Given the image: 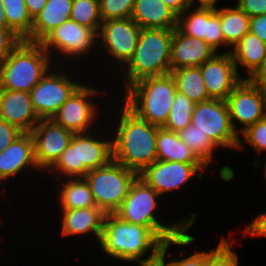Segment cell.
Returning a JSON list of instances; mask_svg holds the SVG:
<instances>
[{
  "mask_svg": "<svg viewBox=\"0 0 266 266\" xmlns=\"http://www.w3.org/2000/svg\"><path fill=\"white\" fill-rule=\"evenodd\" d=\"M173 30L141 28L133 57L123 67L125 90L142 78L171 73L170 52Z\"/></svg>",
  "mask_w": 266,
  "mask_h": 266,
  "instance_id": "5",
  "label": "cell"
},
{
  "mask_svg": "<svg viewBox=\"0 0 266 266\" xmlns=\"http://www.w3.org/2000/svg\"><path fill=\"white\" fill-rule=\"evenodd\" d=\"M23 133L24 132H22L16 126L0 119V152L5 150Z\"/></svg>",
  "mask_w": 266,
  "mask_h": 266,
  "instance_id": "39",
  "label": "cell"
},
{
  "mask_svg": "<svg viewBox=\"0 0 266 266\" xmlns=\"http://www.w3.org/2000/svg\"><path fill=\"white\" fill-rule=\"evenodd\" d=\"M191 7L194 8L195 2L199 1V6L197 5L196 8H203V9H214L217 10L216 2L217 0H189Z\"/></svg>",
  "mask_w": 266,
  "mask_h": 266,
  "instance_id": "46",
  "label": "cell"
},
{
  "mask_svg": "<svg viewBox=\"0 0 266 266\" xmlns=\"http://www.w3.org/2000/svg\"><path fill=\"white\" fill-rule=\"evenodd\" d=\"M40 44L51 59L54 60L52 54L56 51L53 55L60 54L62 56L59 57L63 59L67 56L70 62L72 58L85 57L88 52L96 49L92 47H95V44L98 46V33L93 28L79 25L70 19L52 30Z\"/></svg>",
  "mask_w": 266,
  "mask_h": 266,
  "instance_id": "10",
  "label": "cell"
},
{
  "mask_svg": "<svg viewBox=\"0 0 266 266\" xmlns=\"http://www.w3.org/2000/svg\"><path fill=\"white\" fill-rule=\"evenodd\" d=\"M22 41L12 30L0 27V62Z\"/></svg>",
  "mask_w": 266,
  "mask_h": 266,
  "instance_id": "38",
  "label": "cell"
},
{
  "mask_svg": "<svg viewBox=\"0 0 266 266\" xmlns=\"http://www.w3.org/2000/svg\"><path fill=\"white\" fill-rule=\"evenodd\" d=\"M98 93V89L81 84L58 109L52 120L73 134L90 132L98 117V106L91 100Z\"/></svg>",
  "mask_w": 266,
  "mask_h": 266,
  "instance_id": "13",
  "label": "cell"
},
{
  "mask_svg": "<svg viewBox=\"0 0 266 266\" xmlns=\"http://www.w3.org/2000/svg\"><path fill=\"white\" fill-rule=\"evenodd\" d=\"M0 27L7 28L6 14L2 9L1 0H0Z\"/></svg>",
  "mask_w": 266,
  "mask_h": 266,
  "instance_id": "47",
  "label": "cell"
},
{
  "mask_svg": "<svg viewBox=\"0 0 266 266\" xmlns=\"http://www.w3.org/2000/svg\"><path fill=\"white\" fill-rule=\"evenodd\" d=\"M140 31L141 27L131 17L105 20L101 23L98 43L103 44L106 56H111L109 60L114 59L123 68L133 57Z\"/></svg>",
  "mask_w": 266,
  "mask_h": 266,
  "instance_id": "14",
  "label": "cell"
},
{
  "mask_svg": "<svg viewBox=\"0 0 266 266\" xmlns=\"http://www.w3.org/2000/svg\"><path fill=\"white\" fill-rule=\"evenodd\" d=\"M216 53L203 39L187 36L177 27L173 30L170 52L171 71L200 66Z\"/></svg>",
  "mask_w": 266,
  "mask_h": 266,
  "instance_id": "20",
  "label": "cell"
},
{
  "mask_svg": "<svg viewBox=\"0 0 266 266\" xmlns=\"http://www.w3.org/2000/svg\"><path fill=\"white\" fill-rule=\"evenodd\" d=\"M235 5L250 18L266 14V0H237Z\"/></svg>",
  "mask_w": 266,
  "mask_h": 266,
  "instance_id": "40",
  "label": "cell"
},
{
  "mask_svg": "<svg viewBox=\"0 0 266 266\" xmlns=\"http://www.w3.org/2000/svg\"><path fill=\"white\" fill-rule=\"evenodd\" d=\"M187 229L182 235L167 240L163 243L161 248V260L160 263L163 266H209L210 259L229 241L226 238L221 237L216 249H211L210 251H196L194 254L189 255L188 257H184L183 259H173L170 262H166L165 259L167 255V250L170 245H177V246H188L192 242L195 241L193 236H190Z\"/></svg>",
  "mask_w": 266,
  "mask_h": 266,
  "instance_id": "27",
  "label": "cell"
},
{
  "mask_svg": "<svg viewBox=\"0 0 266 266\" xmlns=\"http://www.w3.org/2000/svg\"><path fill=\"white\" fill-rule=\"evenodd\" d=\"M0 119L30 133L40 121L33 109L30 92L0 89Z\"/></svg>",
  "mask_w": 266,
  "mask_h": 266,
  "instance_id": "19",
  "label": "cell"
},
{
  "mask_svg": "<svg viewBox=\"0 0 266 266\" xmlns=\"http://www.w3.org/2000/svg\"><path fill=\"white\" fill-rule=\"evenodd\" d=\"M157 160L203 164L180 139L177 132L158 127L156 138Z\"/></svg>",
  "mask_w": 266,
  "mask_h": 266,
  "instance_id": "26",
  "label": "cell"
},
{
  "mask_svg": "<svg viewBox=\"0 0 266 266\" xmlns=\"http://www.w3.org/2000/svg\"><path fill=\"white\" fill-rule=\"evenodd\" d=\"M180 139L192 150L194 155L206 166H210L214 149L218 147L192 124L178 132Z\"/></svg>",
  "mask_w": 266,
  "mask_h": 266,
  "instance_id": "32",
  "label": "cell"
},
{
  "mask_svg": "<svg viewBox=\"0 0 266 266\" xmlns=\"http://www.w3.org/2000/svg\"><path fill=\"white\" fill-rule=\"evenodd\" d=\"M250 80L266 94V57L262 66L255 72Z\"/></svg>",
  "mask_w": 266,
  "mask_h": 266,
  "instance_id": "43",
  "label": "cell"
},
{
  "mask_svg": "<svg viewBox=\"0 0 266 266\" xmlns=\"http://www.w3.org/2000/svg\"><path fill=\"white\" fill-rule=\"evenodd\" d=\"M160 197L162 196L158 192L137 176L115 214L129 223L147 226L163 242L174 239L194 225L197 215L191 213L190 217H186L187 219L167 225L155 214L159 208L158 198Z\"/></svg>",
  "mask_w": 266,
  "mask_h": 266,
  "instance_id": "3",
  "label": "cell"
},
{
  "mask_svg": "<svg viewBox=\"0 0 266 266\" xmlns=\"http://www.w3.org/2000/svg\"><path fill=\"white\" fill-rule=\"evenodd\" d=\"M61 236L94 234L99 244L105 213L98 207L62 210Z\"/></svg>",
  "mask_w": 266,
  "mask_h": 266,
  "instance_id": "22",
  "label": "cell"
},
{
  "mask_svg": "<svg viewBox=\"0 0 266 266\" xmlns=\"http://www.w3.org/2000/svg\"><path fill=\"white\" fill-rule=\"evenodd\" d=\"M122 101L139 118L158 127H163L168 120L170 110L177 93L174 77H145L124 90Z\"/></svg>",
  "mask_w": 266,
  "mask_h": 266,
  "instance_id": "4",
  "label": "cell"
},
{
  "mask_svg": "<svg viewBox=\"0 0 266 266\" xmlns=\"http://www.w3.org/2000/svg\"><path fill=\"white\" fill-rule=\"evenodd\" d=\"M199 67L211 99L226 100L243 79L236 70L231 52H218Z\"/></svg>",
  "mask_w": 266,
  "mask_h": 266,
  "instance_id": "17",
  "label": "cell"
},
{
  "mask_svg": "<svg viewBox=\"0 0 266 266\" xmlns=\"http://www.w3.org/2000/svg\"><path fill=\"white\" fill-rule=\"evenodd\" d=\"M204 164L156 160L138 176L161 196L183 188L195 175L203 179Z\"/></svg>",
  "mask_w": 266,
  "mask_h": 266,
  "instance_id": "15",
  "label": "cell"
},
{
  "mask_svg": "<svg viewBox=\"0 0 266 266\" xmlns=\"http://www.w3.org/2000/svg\"><path fill=\"white\" fill-rule=\"evenodd\" d=\"M194 105L192 100L177 91L168 120L163 128L178 133L190 125Z\"/></svg>",
  "mask_w": 266,
  "mask_h": 266,
  "instance_id": "33",
  "label": "cell"
},
{
  "mask_svg": "<svg viewBox=\"0 0 266 266\" xmlns=\"http://www.w3.org/2000/svg\"><path fill=\"white\" fill-rule=\"evenodd\" d=\"M220 17L221 29L225 40V53L231 52L242 37L249 32L250 17L237 5L236 7H222L216 10Z\"/></svg>",
  "mask_w": 266,
  "mask_h": 266,
  "instance_id": "28",
  "label": "cell"
},
{
  "mask_svg": "<svg viewBox=\"0 0 266 266\" xmlns=\"http://www.w3.org/2000/svg\"><path fill=\"white\" fill-rule=\"evenodd\" d=\"M30 133L34 140L35 162L41 172H47L56 163L73 135L52 119H40Z\"/></svg>",
  "mask_w": 266,
  "mask_h": 266,
  "instance_id": "16",
  "label": "cell"
},
{
  "mask_svg": "<svg viewBox=\"0 0 266 266\" xmlns=\"http://www.w3.org/2000/svg\"><path fill=\"white\" fill-rule=\"evenodd\" d=\"M231 49L237 72L238 66H243L247 71L248 76L243 79H250L262 66L266 57V43L251 32L246 33Z\"/></svg>",
  "mask_w": 266,
  "mask_h": 266,
  "instance_id": "25",
  "label": "cell"
},
{
  "mask_svg": "<svg viewBox=\"0 0 266 266\" xmlns=\"http://www.w3.org/2000/svg\"><path fill=\"white\" fill-rule=\"evenodd\" d=\"M167 7H169L177 16H179L185 9L191 7L189 0H161Z\"/></svg>",
  "mask_w": 266,
  "mask_h": 266,
  "instance_id": "44",
  "label": "cell"
},
{
  "mask_svg": "<svg viewBox=\"0 0 266 266\" xmlns=\"http://www.w3.org/2000/svg\"><path fill=\"white\" fill-rule=\"evenodd\" d=\"M72 0H47L33 20L31 42L40 43L52 30L70 20Z\"/></svg>",
  "mask_w": 266,
  "mask_h": 266,
  "instance_id": "24",
  "label": "cell"
},
{
  "mask_svg": "<svg viewBox=\"0 0 266 266\" xmlns=\"http://www.w3.org/2000/svg\"><path fill=\"white\" fill-rule=\"evenodd\" d=\"M245 235L266 237V212L257 214L251 223H249L243 230Z\"/></svg>",
  "mask_w": 266,
  "mask_h": 266,
  "instance_id": "41",
  "label": "cell"
},
{
  "mask_svg": "<svg viewBox=\"0 0 266 266\" xmlns=\"http://www.w3.org/2000/svg\"><path fill=\"white\" fill-rule=\"evenodd\" d=\"M264 171H265V173H264L265 175L264 176H265V179H266V164H265V170Z\"/></svg>",
  "mask_w": 266,
  "mask_h": 266,
  "instance_id": "48",
  "label": "cell"
},
{
  "mask_svg": "<svg viewBox=\"0 0 266 266\" xmlns=\"http://www.w3.org/2000/svg\"><path fill=\"white\" fill-rule=\"evenodd\" d=\"M190 124L207 135L218 148L237 151L240 136L232 127L226 100L195 103Z\"/></svg>",
  "mask_w": 266,
  "mask_h": 266,
  "instance_id": "9",
  "label": "cell"
},
{
  "mask_svg": "<svg viewBox=\"0 0 266 266\" xmlns=\"http://www.w3.org/2000/svg\"><path fill=\"white\" fill-rule=\"evenodd\" d=\"M188 7L178 16L177 28L185 35L203 39L216 52L225 48L220 17L214 9ZM190 12V13H189Z\"/></svg>",
  "mask_w": 266,
  "mask_h": 266,
  "instance_id": "18",
  "label": "cell"
},
{
  "mask_svg": "<svg viewBox=\"0 0 266 266\" xmlns=\"http://www.w3.org/2000/svg\"><path fill=\"white\" fill-rule=\"evenodd\" d=\"M227 242L209 261V266H238V255Z\"/></svg>",
  "mask_w": 266,
  "mask_h": 266,
  "instance_id": "37",
  "label": "cell"
},
{
  "mask_svg": "<svg viewBox=\"0 0 266 266\" xmlns=\"http://www.w3.org/2000/svg\"><path fill=\"white\" fill-rule=\"evenodd\" d=\"M138 174L114 159L108 164L90 170L83 177L88 183L96 206L105 214L115 213L127 196Z\"/></svg>",
  "mask_w": 266,
  "mask_h": 266,
  "instance_id": "8",
  "label": "cell"
},
{
  "mask_svg": "<svg viewBox=\"0 0 266 266\" xmlns=\"http://www.w3.org/2000/svg\"><path fill=\"white\" fill-rule=\"evenodd\" d=\"M113 137V159L140 174L157 160L158 126L139 118L125 104L119 109ZM120 114V115H119ZM114 135V136H113Z\"/></svg>",
  "mask_w": 266,
  "mask_h": 266,
  "instance_id": "2",
  "label": "cell"
},
{
  "mask_svg": "<svg viewBox=\"0 0 266 266\" xmlns=\"http://www.w3.org/2000/svg\"><path fill=\"white\" fill-rule=\"evenodd\" d=\"M249 32L256 35L261 41L266 43V14L250 18Z\"/></svg>",
  "mask_w": 266,
  "mask_h": 266,
  "instance_id": "42",
  "label": "cell"
},
{
  "mask_svg": "<svg viewBox=\"0 0 266 266\" xmlns=\"http://www.w3.org/2000/svg\"><path fill=\"white\" fill-rule=\"evenodd\" d=\"M245 141L239 137L237 150L244 149V142L253 147L256 152L261 154V151L266 152V117L255 124L248 126L243 132L240 133Z\"/></svg>",
  "mask_w": 266,
  "mask_h": 266,
  "instance_id": "36",
  "label": "cell"
},
{
  "mask_svg": "<svg viewBox=\"0 0 266 266\" xmlns=\"http://www.w3.org/2000/svg\"><path fill=\"white\" fill-rule=\"evenodd\" d=\"M6 14L7 28L22 40L31 42L33 19L29 15L25 0H1Z\"/></svg>",
  "mask_w": 266,
  "mask_h": 266,
  "instance_id": "31",
  "label": "cell"
},
{
  "mask_svg": "<svg viewBox=\"0 0 266 266\" xmlns=\"http://www.w3.org/2000/svg\"><path fill=\"white\" fill-rule=\"evenodd\" d=\"M46 3L47 0H25L27 10L33 20L43 10Z\"/></svg>",
  "mask_w": 266,
  "mask_h": 266,
  "instance_id": "45",
  "label": "cell"
},
{
  "mask_svg": "<svg viewBox=\"0 0 266 266\" xmlns=\"http://www.w3.org/2000/svg\"><path fill=\"white\" fill-rule=\"evenodd\" d=\"M51 60L40 43L22 40L0 63V89L30 92L52 69Z\"/></svg>",
  "mask_w": 266,
  "mask_h": 266,
  "instance_id": "7",
  "label": "cell"
},
{
  "mask_svg": "<svg viewBox=\"0 0 266 266\" xmlns=\"http://www.w3.org/2000/svg\"><path fill=\"white\" fill-rule=\"evenodd\" d=\"M163 241L147 226L122 220L115 213L106 214L99 246L105 255L122 262L152 266L161 260ZM152 251V252H151ZM147 258H143L146 254Z\"/></svg>",
  "mask_w": 266,
  "mask_h": 266,
  "instance_id": "1",
  "label": "cell"
},
{
  "mask_svg": "<svg viewBox=\"0 0 266 266\" xmlns=\"http://www.w3.org/2000/svg\"><path fill=\"white\" fill-rule=\"evenodd\" d=\"M102 21L130 18L135 0H98Z\"/></svg>",
  "mask_w": 266,
  "mask_h": 266,
  "instance_id": "35",
  "label": "cell"
},
{
  "mask_svg": "<svg viewBox=\"0 0 266 266\" xmlns=\"http://www.w3.org/2000/svg\"><path fill=\"white\" fill-rule=\"evenodd\" d=\"M29 168L39 171L34 158L32 134L23 133L0 152V183L14 178L24 172V169L28 170Z\"/></svg>",
  "mask_w": 266,
  "mask_h": 266,
  "instance_id": "21",
  "label": "cell"
},
{
  "mask_svg": "<svg viewBox=\"0 0 266 266\" xmlns=\"http://www.w3.org/2000/svg\"><path fill=\"white\" fill-rule=\"evenodd\" d=\"M59 190L61 210L97 207L91 189L84 178H65Z\"/></svg>",
  "mask_w": 266,
  "mask_h": 266,
  "instance_id": "29",
  "label": "cell"
},
{
  "mask_svg": "<svg viewBox=\"0 0 266 266\" xmlns=\"http://www.w3.org/2000/svg\"><path fill=\"white\" fill-rule=\"evenodd\" d=\"M226 102L232 127L238 134L266 117V94L250 79H242ZM236 121L242 125L239 130Z\"/></svg>",
  "mask_w": 266,
  "mask_h": 266,
  "instance_id": "12",
  "label": "cell"
},
{
  "mask_svg": "<svg viewBox=\"0 0 266 266\" xmlns=\"http://www.w3.org/2000/svg\"><path fill=\"white\" fill-rule=\"evenodd\" d=\"M171 75L175 79L177 91L194 103L211 99L208 95L199 66L173 70L171 71Z\"/></svg>",
  "mask_w": 266,
  "mask_h": 266,
  "instance_id": "30",
  "label": "cell"
},
{
  "mask_svg": "<svg viewBox=\"0 0 266 266\" xmlns=\"http://www.w3.org/2000/svg\"><path fill=\"white\" fill-rule=\"evenodd\" d=\"M131 18L141 28L175 29L178 16L161 0H135Z\"/></svg>",
  "mask_w": 266,
  "mask_h": 266,
  "instance_id": "23",
  "label": "cell"
},
{
  "mask_svg": "<svg viewBox=\"0 0 266 266\" xmlns=\"http://www.w3.org/2000/svg\"><path fill=\"white\" fill-rule=\"evenodd\" d=\"M70 19L99 33L101 23L98 0H72Z\"/></svg>",
  "mask_w": 266,
  "mask_h": 266,
  "instance_id": "34",
  "label": "cell"
},
{
  "mask_svg": "<svg viewBox=\"0 0 266 266\" xmlns=\"http://www.w3.org/2000/svg\"><path fill=\"white\" fill-rule=\"evenodd\" d=\"M92 134V131L73 134L69 145L47 173L57 174L58 179L62 176L64 179L83 178L88 171L113 160V138L99 136V132Z\"/></svg>",
  "mask_w": 266,
  "mask_h": 266,
  "instance_id": "6",
  "label": "cell"
},
{
  "mask_svg": "<svg viewBox=\"0 0 266 266\" xmlns=\"http://www.w3.org/2000/svg\"><path fill=\"white\" fill-rule=\"evenodd\" d=\"M70 78L65 72L62 74V71L58 73L49 69L32 88V106L39 119H52L63 103L81 85L76 82V78Z\"/></svg>",
  "mask_w": 266,
  "mask_h": 266,
  "instance_id": "11",
  "label": "cell"
}]
</instances>
